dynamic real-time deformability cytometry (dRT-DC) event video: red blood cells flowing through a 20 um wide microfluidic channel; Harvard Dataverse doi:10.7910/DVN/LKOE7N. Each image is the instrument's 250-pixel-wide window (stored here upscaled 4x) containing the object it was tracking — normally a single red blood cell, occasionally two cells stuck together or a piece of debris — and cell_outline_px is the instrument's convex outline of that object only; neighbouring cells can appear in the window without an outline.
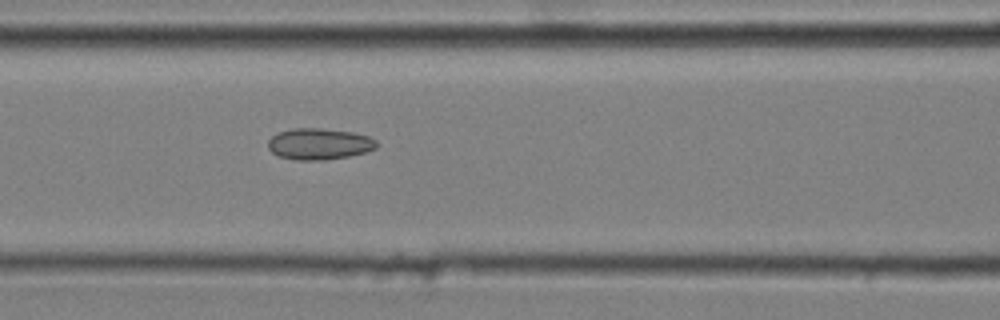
{"species": "common noctule bat (a hibernating species)", "species_latin": "Nyctalus noctula", "temperature_condition": "cold", "stored_images_in_passage": 6, "camera_frame_rate_fps": 3000, "um_per_image_px": 0.085, "animal": {"sex": "male", "body_mass_g": 20.4}, "frame": {"image": 1, "passage_image": 6, "time_ms": 1.667, "image_size_px": [1000, 320], "cell_outline_px": [[376, 148], [364, 152], [348, 156], [324, 160], [296, 160], [276, 156], [268, 148], [268, 140], [272, 136], [280, 132], [292, 128], [320, 128], [352, 132], [368, 136], [376, 140]], "centroid_in_image_um": [27.09, 12.24], "position_along_channel_um": 139.5, "area_um2": 19.77}}